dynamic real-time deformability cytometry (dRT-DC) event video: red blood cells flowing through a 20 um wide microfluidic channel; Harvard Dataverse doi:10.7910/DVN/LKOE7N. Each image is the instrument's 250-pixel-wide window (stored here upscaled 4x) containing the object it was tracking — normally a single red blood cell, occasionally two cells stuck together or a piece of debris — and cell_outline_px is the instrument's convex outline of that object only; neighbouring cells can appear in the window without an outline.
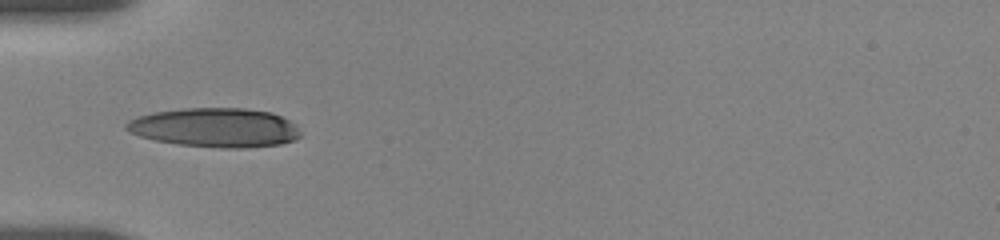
{"species": "human", "species_latin": "Homo sapiens", "temperature_condition": "room temperature", "stored_images_in_passage": 10, "camera_frame_rate_fps": 3000, "um_per_image_px": 0.085, "donor": {"sex": "female"}, "frame": {"image": 1, "passage_image": 1, "time_ms": 0.0, "image_size_px": [1000, 240], "cell_outline_px": [[300, 136], [296, 140], [280, 144], [248, 148], [220, 148], [180, 144], [156, 140], [140, 136], [128, 132], [124, 128], [124, 124], [128, 120], [136, 116], [152, 112], [180, 108], [244, 108], [272, 112], [296, 124], [300, 132]], "centroid_in_image_um": [18.27, 10.84], "position_along_channel_um": 66.7, "area_um2": 40.11}}
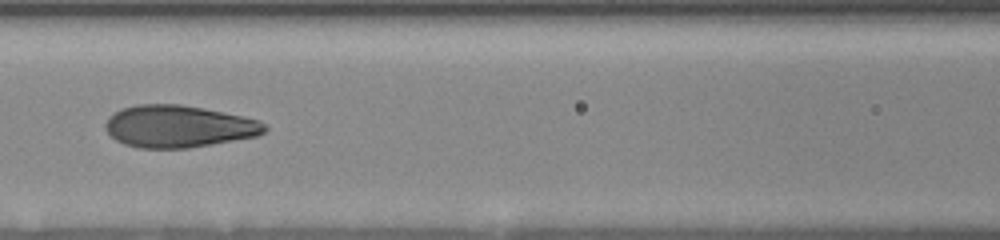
{"frame": {"image": 2, "passage_image": 7, "time_ms": 2.333, "image_size_px": [1000, 240], "cell_outline_px": [[268, 128], [264, 132], [256, 136], [188, 148], [140, 148], [124, 144], [116, 140], [104, 128], [104, 124], [108, 116], [120, 108], [136, 104], [180, 104], [244, 116], [256, 120], [264, 124]], "centroid_in_image_um": [15.12, 10.73], "position_along_channel_um": 151.5, "area_um2": 39.02}}
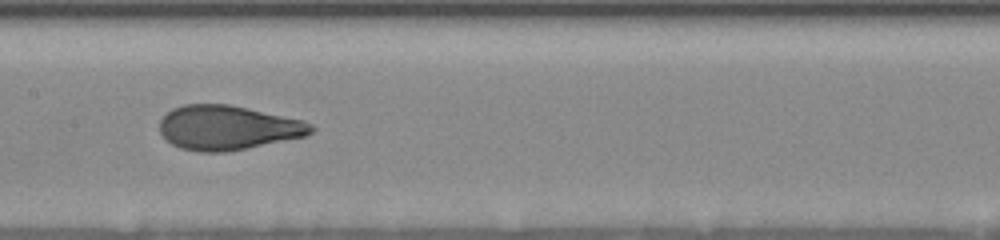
{"frame": {"image": 3, "passage_image": 9, "time_ms": 3.333, "image_size_px": [1000, 240], "cell_outline_px": [[316, 128], [312, 132], [304, 136], [248, 148], [224, 152], [200, 152], [180, 148], [164, 140], [160, 132], [160, 120], [172, 108], [184, 104], [228, 104], [248, 108], [304, 120], [312, 124]], "centroid_in_image_um": [19.34, 10.85], "position_along_channel_um": 188.1, "area_um2": 39.3}}